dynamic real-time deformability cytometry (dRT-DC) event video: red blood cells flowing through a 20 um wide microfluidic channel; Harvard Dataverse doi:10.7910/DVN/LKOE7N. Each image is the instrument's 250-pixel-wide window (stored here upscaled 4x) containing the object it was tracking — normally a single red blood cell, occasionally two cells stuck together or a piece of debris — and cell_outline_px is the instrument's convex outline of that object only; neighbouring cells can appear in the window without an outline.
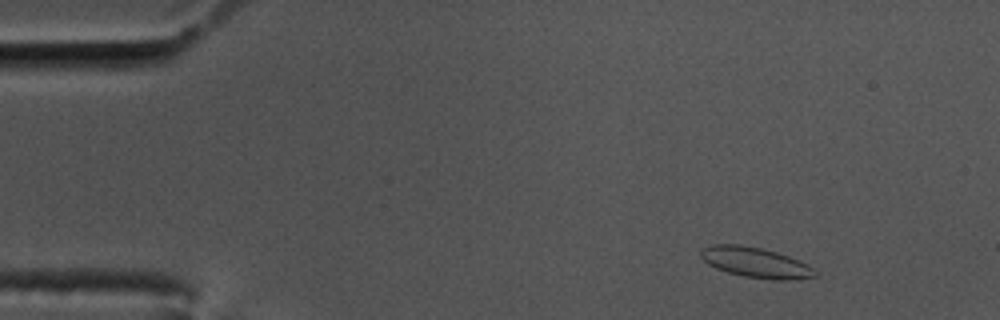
{"species": "common noctule bat (a hibernating species)", "species_latin": "Nyctalus noctula", "temperature_condition": "cold", "stored_images_in_passage": 53, "camera_frame_rate_fps": 3000, "um_per_image_px": 0.085, "animal": {"sex": "male", "body_mass_g": 17.5, "forearm_length_mm": 52.3}, "frame": {"image": 1, "passage_image": 2, "time_ms": 0.333, "image_size_px": [1000, 320], "cell_outline_px": [[820, 276], [792, 280], [772, 280], [744, 276], [728, 272], [716, 268], [708, 264], [700, 256], [700, 252], [704, 248], [712, 244], [740, 244], [760, 248], [776, 252], [788, 256], [808, 264]], "centroid_in_image_um": [64.25, 22.32], "position_along_channel_um": 20.8, "area_um2": 20.17}}
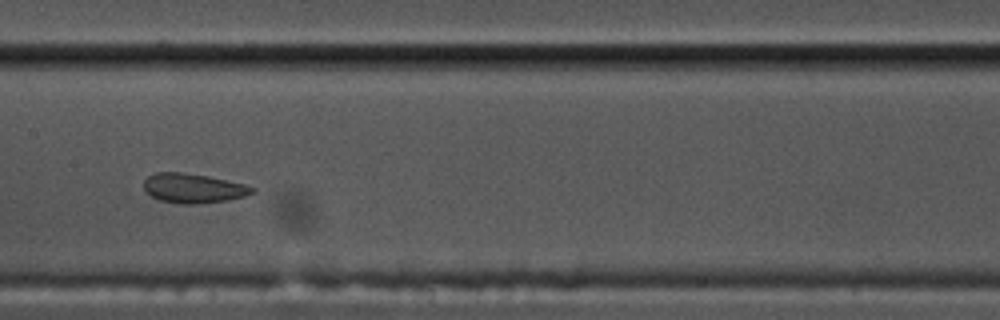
{"frame": {"image": 2, "passage_image": 24, "time_ms": 7.667, "image_size_px": [1000, 320], "cell_outline_px": [[256, 192], [244, 196], [228, 200], [196, 204], [180, 204], [160, 200], [152, 196], [144, 188], [144, 180], [148, 176], [156, 172], [184, 172], [208, 176], [244, 184], [256, 188]], "centroid_in_image_um": [16.44, 16.0], "position_along_channel_um": 191.0, "area_um2": 18.61}}
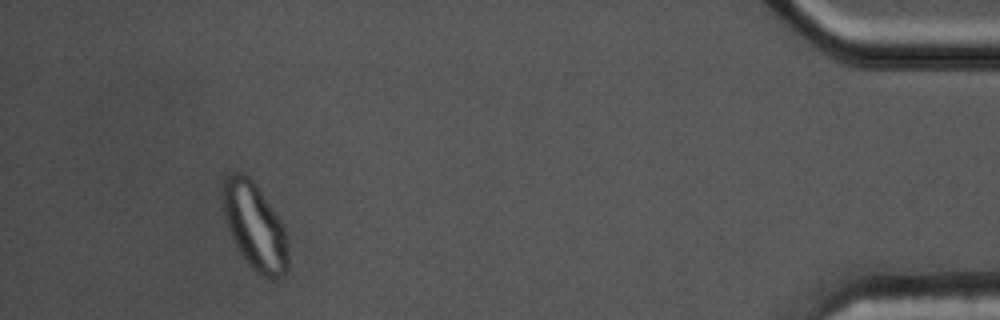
{"frame": {"image": 3, "passage_image": 49, "time_ms": 16.0, "image_size_px": [1000, 320], "cell_outline_px": [[288, 268], [284, 276], [272, 280], [268, 280], [256, 272], [248, 264], [240, 252], [228, 228], [224, 216], [224, 176], [228, 172], [244, 172], [256, 184], [284, 224], [288, 240]], "centroid_in_image_um": [21.7, 19.26], "position_along_channel_um": 413.5, "area_um2": 33.29}}